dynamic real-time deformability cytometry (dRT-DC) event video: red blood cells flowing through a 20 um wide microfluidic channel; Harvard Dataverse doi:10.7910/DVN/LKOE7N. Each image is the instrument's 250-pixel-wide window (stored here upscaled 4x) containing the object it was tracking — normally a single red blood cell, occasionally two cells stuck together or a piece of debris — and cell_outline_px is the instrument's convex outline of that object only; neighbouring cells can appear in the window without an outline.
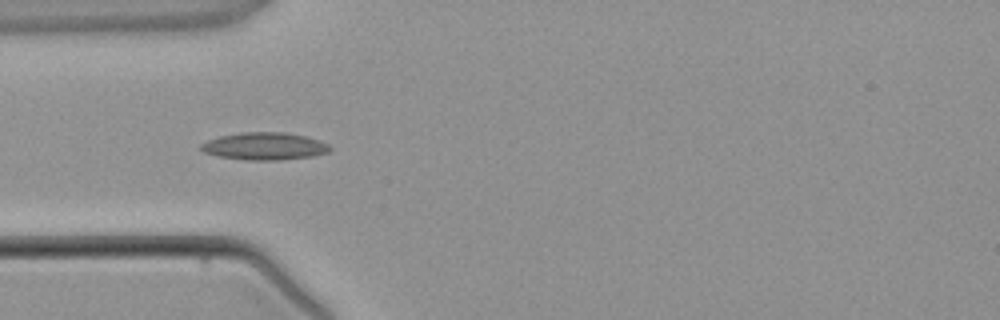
{"species": "common noctule bat (a hibernating species)", "species_latin": "Nyctalus noctula", "temperature_condition": "warm", "stored_images_in_passage": 3, "camera_frame_rate_fps": 3000, "um_per_image_px": 0.085, "animal": {"sex": "male", "body_mass_g": 21.5, "forearm_length_mm": 52.0}, "frame": {"image": 1, "passage_image": 3, "time_ms": 2.333, "image_size_px": [1000, 320], "cell_outline_px": [[332, 148], [328, 152], [312, 156], [280, 160], [244, 160], [220, 156], [204, 152], [200, 148], [200, 144], [208, 140], [220, 136], [240, 132], [284, 132], [304, 136], [328, 144]], "centroid_in_image_um": [22.46, 12.43], "position_along_channel_um": 62.5, "area_um2": 20.46}}